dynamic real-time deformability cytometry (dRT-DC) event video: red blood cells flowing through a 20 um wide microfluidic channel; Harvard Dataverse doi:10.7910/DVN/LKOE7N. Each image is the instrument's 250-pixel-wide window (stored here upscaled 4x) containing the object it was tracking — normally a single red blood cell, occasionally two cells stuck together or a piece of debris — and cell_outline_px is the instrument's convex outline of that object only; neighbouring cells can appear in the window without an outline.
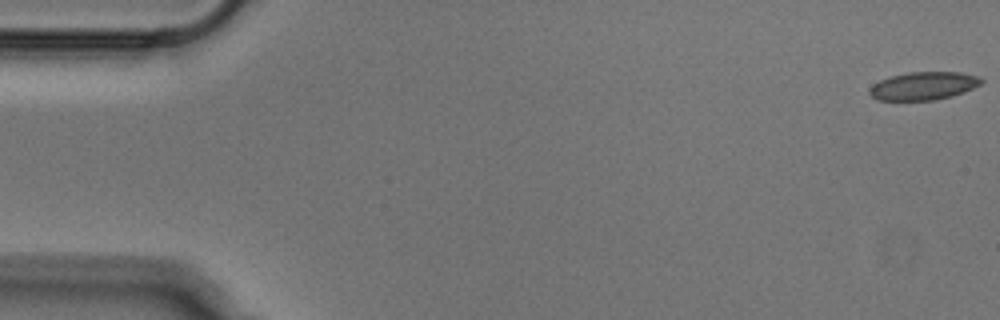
{"species": "Egyptian fruit bat (a non-hibernating species)", "species_latin": "Rousettus aegyptiacus", "temperature_condition": "cold", "stored_images_in_passage": 52, "camera_frame_rate_fps": 3000, "um_per_image_px": 0.085, "animal": {"sex": "male"}, "frame": {"image": 1, "passage_image": 1, "time_ms": 0.0, "image_size_px": [1000, 320], "cell_outline_px": [[984, 80], [980, 84], [964, 92], [952, 96], [936, 100], [876, 100], [868, 92], [868, 88], [872, 84], [880, 80], [892, 76], [908, 72], [960, 72], [980, 76]], "centroid_in_image_um": [78.49, 7.3], "position_along_channel_um": 6.5, "area_um2": 18.38}}
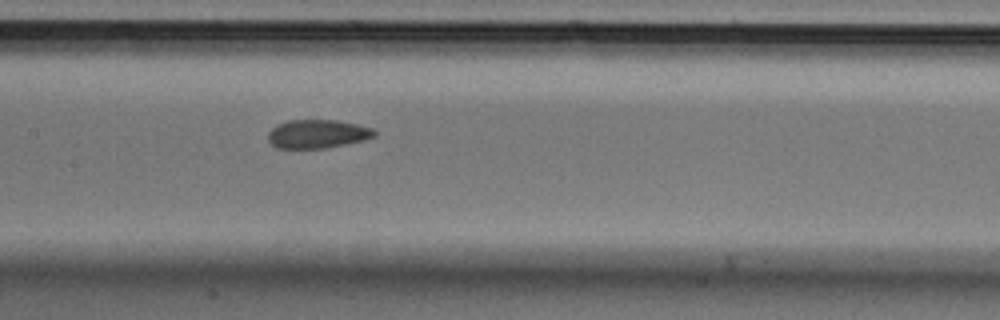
{"frame": {"image": 2, "passage_image": 25, "time_ms": 8.0, "image_size_px": [1000, 320], "cell_outline_px": [[376, 136], [364, 140], [324, 148], [276, 148], [268, 140], [268, 132], [276, 124], [288, 120], [336, 120], [356, 124], [372, 128], [376, 132]], "centroid_in_image_um": [26.96, 11.38], "position_along_channel_um": 180.4, "area_um2": 17.69}}
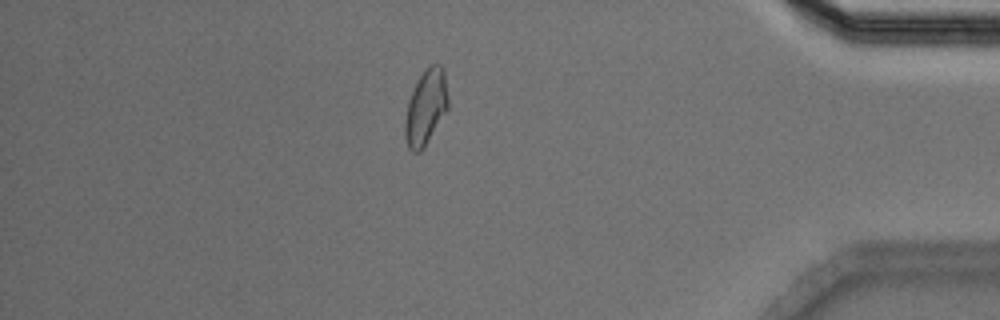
{"frame": {"image": 3, "passage_image": 45, "time_ms": 14.667, "image_size_px": [1000, 320], "cell_outline_px": [[448, 108], [420, 152], [412, 152], [408, 148], [404, 136], [404, 120], [408, 100], [420, 76], [432, 64], [440, 64], [444, 68], [448, 96]], "centroid_in_image_um": [36.18, 9.13], "position_along_channel_um": 399.0, "area_um2": 18.67}}